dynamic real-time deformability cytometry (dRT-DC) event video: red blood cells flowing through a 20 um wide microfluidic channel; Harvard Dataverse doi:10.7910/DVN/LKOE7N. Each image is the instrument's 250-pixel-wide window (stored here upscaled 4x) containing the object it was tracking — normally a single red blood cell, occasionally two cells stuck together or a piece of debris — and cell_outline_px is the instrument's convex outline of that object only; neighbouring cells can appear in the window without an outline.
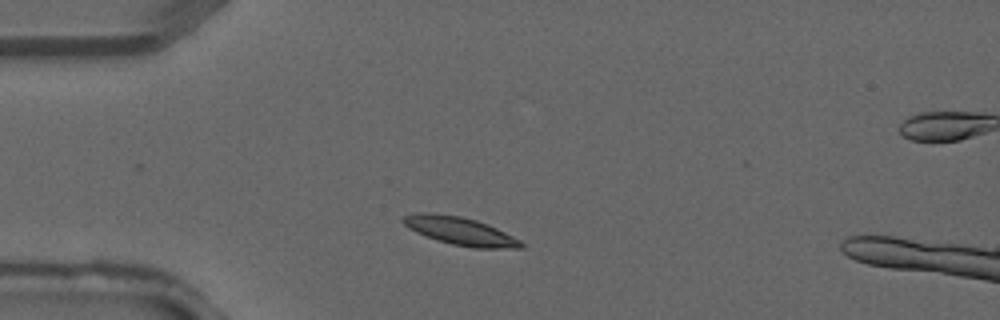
{"species": "common noctule bat (a hibernating species)", "species_latin": "Nyctalus noctula", "temperature_condition": "warm", "stored_images_in_passage": 2, "camera_frame_rate_fps": 3000, "um_per_image_px": 0.085, "animal": {"sex": "male", "forearm_length_mm": 52.5}, "frame": {"image": 1, "passage_image": 1, "time_ms": 0.0, "image_size_px": [1000, 320], "cell_outline_px": [[524, 248], [472, 248], [452, 244], [436, 240], [416, 232], [408, 228], [400, 220], [404, 216], [416, 212], [432, 212], [460, 216], [476, 220], [488, 224], [520, 240], [524, 244]], "centroid_in_image_um": [39.08, 19.63], "position_along_channel_um": 45.9, "area_um2": 19.31}}